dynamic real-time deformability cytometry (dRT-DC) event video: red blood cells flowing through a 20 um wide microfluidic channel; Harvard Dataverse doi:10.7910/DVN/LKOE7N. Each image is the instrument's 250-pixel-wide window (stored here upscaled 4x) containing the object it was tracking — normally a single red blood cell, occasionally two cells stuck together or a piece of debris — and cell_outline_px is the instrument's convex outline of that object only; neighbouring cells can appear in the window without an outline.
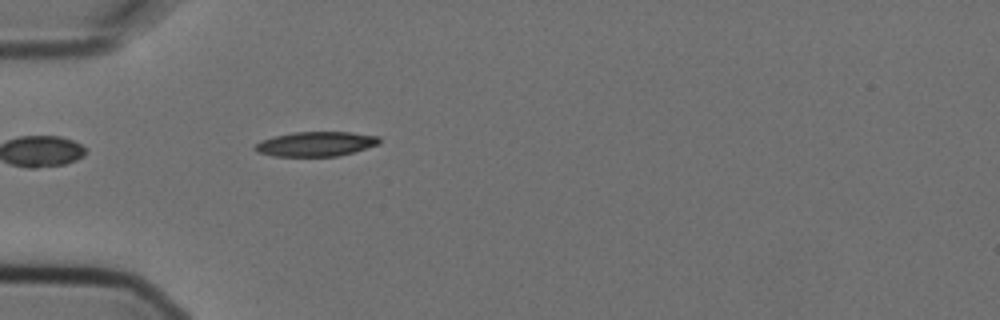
{"species": "Egyptian fruit bat (a non-hibernating species)", "species_latin": "Rousettus aegyptiacus", "temperature_condition": "cold", "stored_images_in_passage": 2, "camera_frame_rate_fps": 3000, "um_per_image_px": 0.085, "animal": {"sex": "female"}, "frame": {"image": 1, "passage_image": 2, "time_ms": 0.333, "image_size_px": [1000, 320], "cell_outline_px": [[380, 144], [352, 152], [336, 156], [276, 156], [260, 152], [252, 148], [256, 144], [272, 136], [296, 132], [352, 132], [380, 136]], "centroid_in_image_um": [26.89, 12.22], "position_along_channel_um": 58.1, "area_um2": 17.69}}